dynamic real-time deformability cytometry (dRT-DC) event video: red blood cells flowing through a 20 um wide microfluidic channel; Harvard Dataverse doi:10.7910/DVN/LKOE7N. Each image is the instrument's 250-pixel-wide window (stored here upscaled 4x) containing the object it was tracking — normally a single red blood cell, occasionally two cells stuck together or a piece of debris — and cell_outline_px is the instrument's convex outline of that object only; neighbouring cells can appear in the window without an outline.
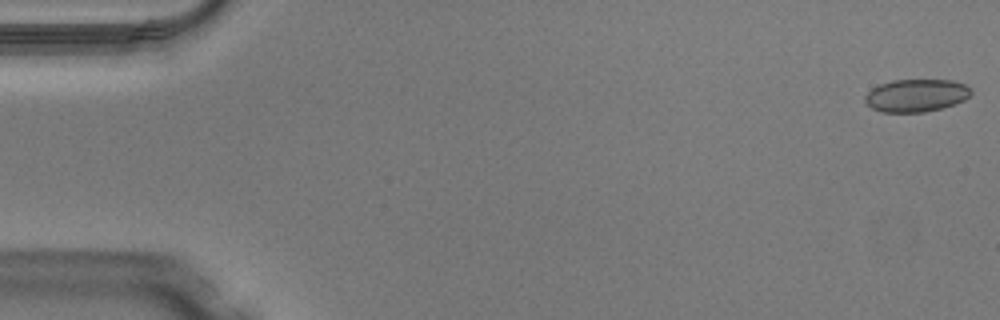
{"species": "Egyptian fruit bat (a non-hibernating species)", "species_latin": "Rousettus aegyptiacus", "temperature_condition": "warm", "stored_images_in_passage": 49, "camera_frame_rate_fps": 3000, "um_per_image_px": 0.085, "animal": {"sex": "male"}, "frame": {"image": 1, "passage_image": 1, "time_ms": 0.0, "image_size_px": [1000, 320], "cell_outline_px": [[972, 92], [964, 100], [940, 108], [924, 112], [880, 112], [872, 108], [864, 100], [864, 96], [872, 88], [880, 84], [892, 80], [952, 80], [964, 84]], "centroid_in_image_um": [77.83, 8.11], "position_along_channel_um": 7.2, "area_um2": 20.0}}
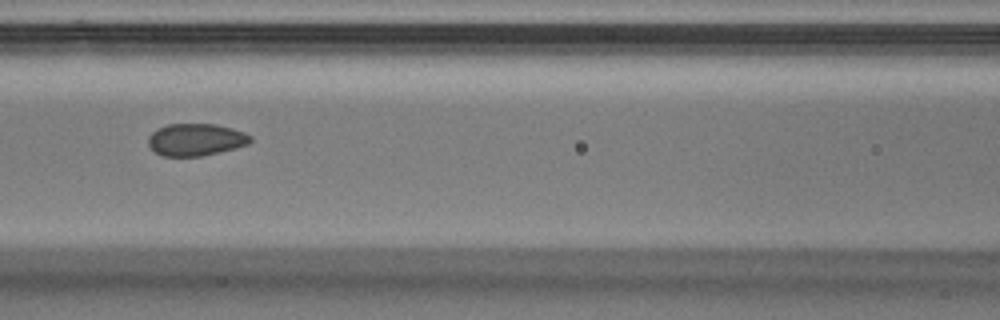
{"frame": {"image": 2, "passage_image": 22, "time_ms": 7.0, "image_size_px": [1000, 320], "cell_outline_px": [[252, 140], [248, 144], [236, 148], [220, 152], [200, 156], [164, 156], [156, 152], [148, 144], [148, 136], [156, 128], [168, 124], [216, 124], [232, 128], [244, 132], [252, 136]], "centroid_in_image_um": [16.65, 11.86], "position_along_channel_um": 149.9, "area_um2": 19.25}}
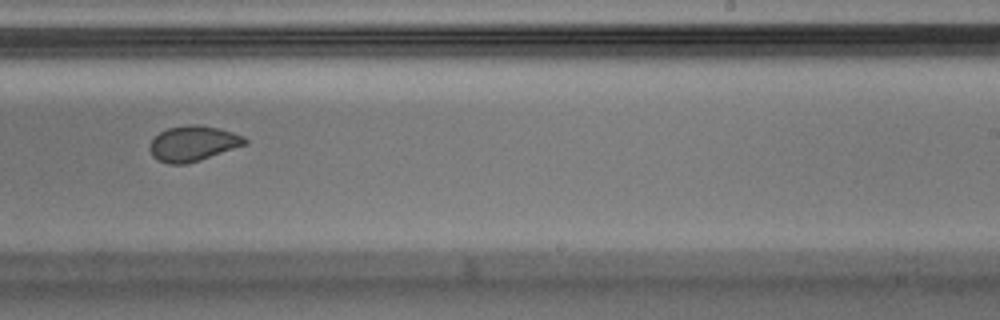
{"frame": {"image": 3, "passage_image": 31, "time_ms": 10.0, "image_size_px": [1000, 320], "cell_outline_px": [[248, 144], [200, 160], [184, 164], [168, 164], [152, 156], [148, 148], [152, 140], [160, 132], [168, 128], [188, 124], [196, 124], [220, 128], [244, 136], [248, 140]], "centroid_in_image_um": [16.43, 12.19], "position_along_channel_um": 272.6, "area_um2": 19.65}}